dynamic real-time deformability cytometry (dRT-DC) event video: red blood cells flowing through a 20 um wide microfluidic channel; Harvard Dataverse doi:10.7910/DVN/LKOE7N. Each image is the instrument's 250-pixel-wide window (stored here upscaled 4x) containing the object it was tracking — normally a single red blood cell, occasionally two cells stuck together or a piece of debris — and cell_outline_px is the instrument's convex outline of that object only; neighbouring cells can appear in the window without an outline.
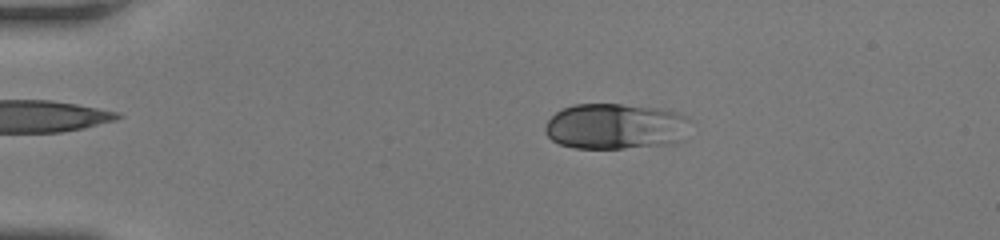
{"species": "human", "species_latin": "Homo sapiens", "temperature_condition": "room temperature", "stored_images_in_passage": 44, "camera_frame_rate_fps": 3000, "um_per_image_px": 0.085, "donor": {"sex": "female"}, "frame": {"image": 1, "passage_image": 5, "time_ms": 1.333, "image_size_px": [1000, 240], "cell_outline_px": [[692, 120], [680, 140], [676, 144], [624, 148], [576, 148], [560, 144], [552, 140], [544, 132], [544, 128], [548, 120], [556, 112], [564, 108], [576, 104], [620, 104], [656, 108], [676, 112], [688, 116]], "centroid_in_image_um": [52.33, 10.74], "position_along_channel_um": 32.7, "area_um2": 38.84}}
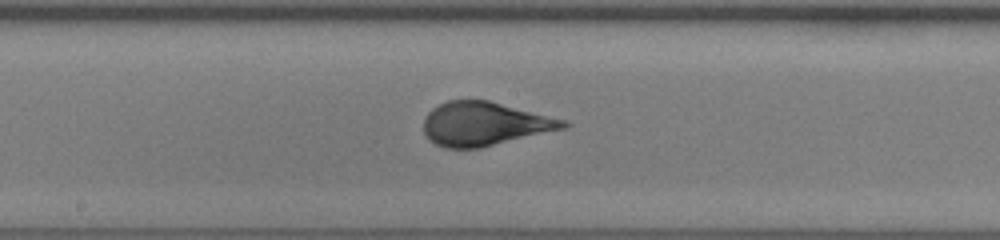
{"frame": {"image": 2, "passage_image": 22, "time_ms": 7.0, "image_size_px": [1000, 240], "cell_outline_px": [[572, 124], [564, 128], [480, 148], [444, 148], [428, 140], [424, 132], [424, 120], [428, 112], [432, 108], [448, 100], [488, 100], [564, 120]], "centroid_in_image_um": [41.13, 10.53], "position_along_channel_um": 207.1, "area_um2": 35.2}}
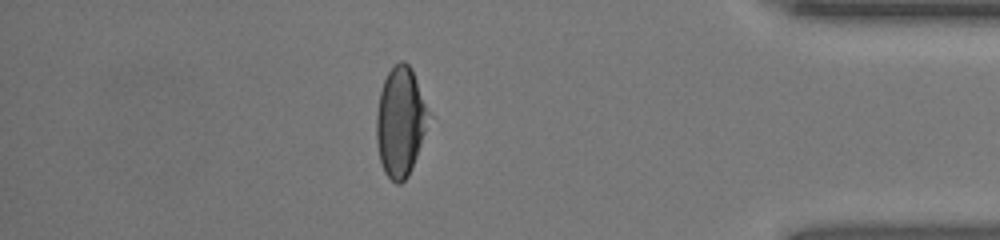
{"frame": {"image": 3, "passage_image": 38, "time_ms": 12.333, "image_size_px": [1000, 240], "cell_outline_px": [[432, 116], [408, 176], [400, 184], [396, 184], [384, 172], [380, 160], [376, 140], [376, 116], [380, 92], [384, 80], [388, 72], [400, 60], [404, 60], [412, 68]], "centroid_in_image_um": [34.05, 10.32], "position_along_channel_um": 401.1, "area_um2": 33.47}, "authors_computed_cell_mechanics": {"area_um2": 35.7204, "velocity_mm_per_s": 4.2265, "shape_relaxation_time_tau1_ms": 4.3595, "shape_relaxation_time_tau2_ms": null, "deformation_change_tau1": 0.2103, "deformation_change_tau2": null}}